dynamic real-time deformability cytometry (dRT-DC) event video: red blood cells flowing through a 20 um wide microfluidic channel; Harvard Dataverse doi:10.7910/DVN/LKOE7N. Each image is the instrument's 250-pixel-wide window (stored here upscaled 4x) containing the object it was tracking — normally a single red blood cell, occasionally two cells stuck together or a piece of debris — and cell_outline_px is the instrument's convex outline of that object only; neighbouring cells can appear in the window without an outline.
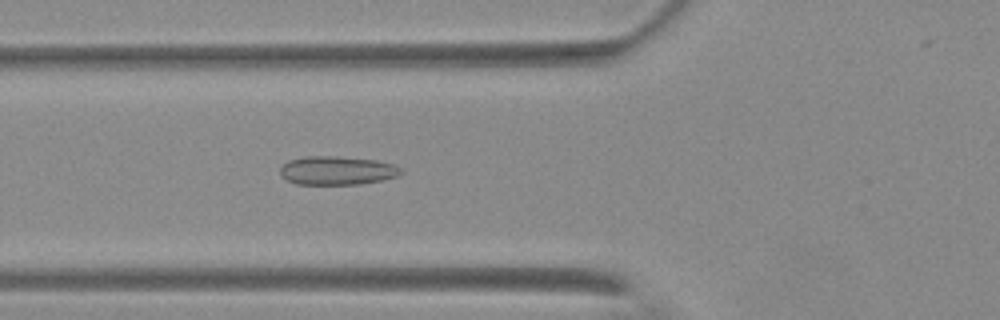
{"species": "Egyptian fruit bat (a non-hibernating species)", "species_latin": "Rousettus aegyptiacus", "temperature_condition": "warm", "stored_images_in_passage": 49, "camera_frame_rate_fps": 3000, "um_per_image_px": 0.085, "animal": {"sex": "female"}, "frame": {"image": 1, "passage_image": 14, "time_ms": 4.333, "image_size_px": [1000, 320], "cell_outline_px": [[404, 172], [396, 176], [380, 180], [356, 184], [296, 184], [288, 180], [280, 172], [280, 168], [288, 160], [304, 156], [336, 156], [376, 160], [392, 164], [400, 168]], "centroid_in_image_um": [28.63, 14.48], "position_along_channel_um": 97.2, "area_um2": 19.94}}
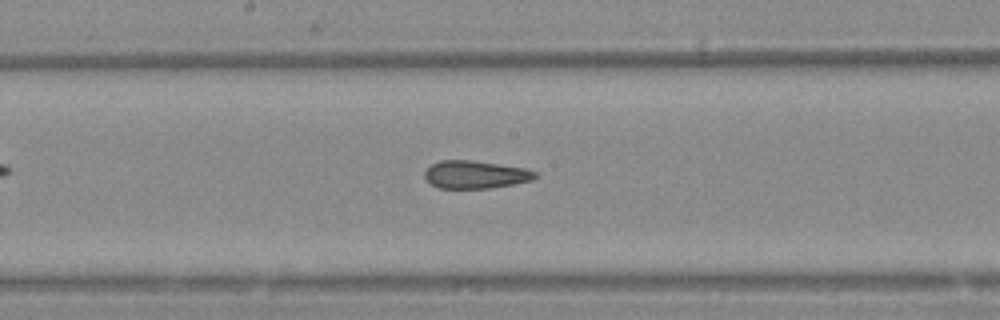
{"frame": {"image": 2, "passage_image": 23, "time_ms": 7.333, "image_size_px": [1000, 320], "cell_outline_px": [[540, 176], [532, 180], [512, 184], [488, 188], [440, 188], [432, 184], [424, 176], [424, 172], [432, 164], [440, 160], [472, 160], [524, 168], [536, 172]], "centroid_in_image_um": [40.42, 14.83], "position_along_channel_um": 207.8, "area_um2": 17.74}}
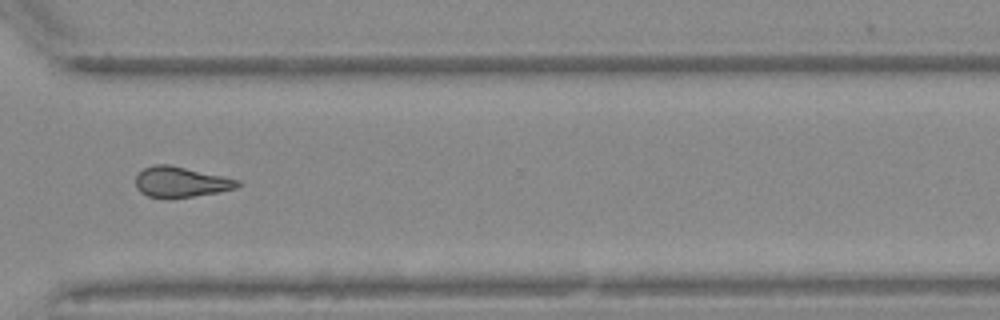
{"frame": {"image": 3, "passage_image": 35, "time_ms": 11.333, "image_size_px": [1000, 320], "cell_outline_px": [[240, 184], [236, 188], [216, 192], [168, 200], [148, 196], [140, 192], [136, 188], [136, 176], [144, 168], [156, 164], [168, 164], [224, 176], [240, 180]], "centroid_in_image_um": [15.34, 15.48], "position_along_channel_um": 355.3, "area_um2": 18.21}, "authors_computed_cell_mechanics": {"area_um2": 18.4382, "velocity_mm_per_s": 3.6857, "shape_relaxation_time_tau1_ms": null, "shape_relaxation_time_tau2_ms": 2.9096, "deformation_change_tau1": null, "deformation_change_tau2": 0.0926}}